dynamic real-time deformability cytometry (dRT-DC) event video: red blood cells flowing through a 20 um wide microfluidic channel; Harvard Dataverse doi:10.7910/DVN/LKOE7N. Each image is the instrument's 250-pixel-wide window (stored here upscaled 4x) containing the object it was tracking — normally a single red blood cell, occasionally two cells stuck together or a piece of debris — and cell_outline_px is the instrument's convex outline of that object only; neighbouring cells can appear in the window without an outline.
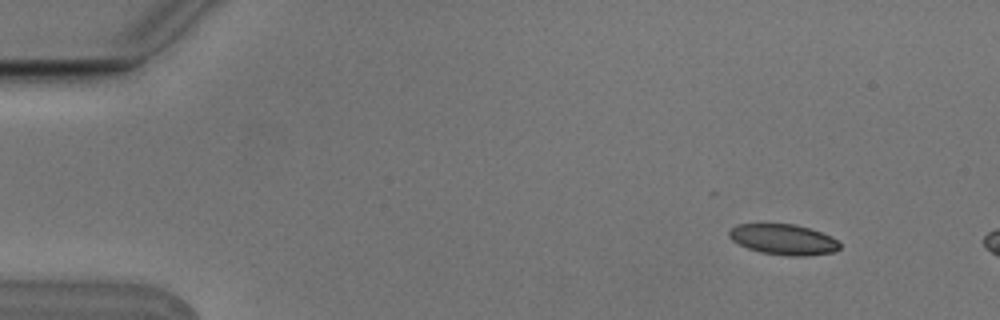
{"species": "Egyptian fruit bat (a non-hibernating species)", "species_latin": "Rousettus aegyptiacus", "temperature_condition": "cold", "stored_images_in_passage": 4, "camera_frame_rate_fps": 3000, "um_per_image_px": 0.085, "animal": {"sex": "male"}, "frame": {"image": 1, "passage_image": 1, "time_ms": 0.0, "image_size_px": [1000, 320], "cell_outline_px": [[840, 248], [832, 252], [808, 256], [788, 256], [760, 252], [748, 248], [732, 240], [728, 236], [728, 232], [736, 224], [796, 224], [832, 236], [840, 244]], "centroid_in_image_um": [66.59, 20.36], "position_along_channel_um": 18.4, "area_um2": 19.65}}